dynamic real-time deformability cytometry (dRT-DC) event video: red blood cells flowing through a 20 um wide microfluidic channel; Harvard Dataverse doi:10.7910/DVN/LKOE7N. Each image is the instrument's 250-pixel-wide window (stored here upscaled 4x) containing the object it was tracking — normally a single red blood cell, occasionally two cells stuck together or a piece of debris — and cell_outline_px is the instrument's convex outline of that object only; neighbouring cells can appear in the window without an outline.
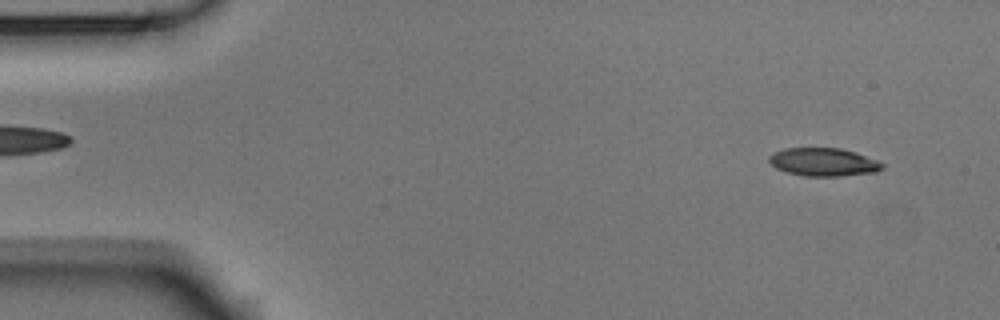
{"species": "Egyptian fruit bat (a non-hibernating species)", "species_latin": "Rousettus aegyptiacus", "temperature_condition": "room temperature", "stored_images_in_passage": 4, "camera_frame_rate_fps": 3000, "um_per_image_px": 0.085, "animal": {"sex": "male"}, "frame": {"image": 1, "passage_image": 1, "time_ms": 0.0, "image_size_px": [1000, 320], "cell_outline_px": [[884, 168], [876, 172], [840, 176], [804, 176], [788, 172], [776, 168], [768, 160], [768, 156], [772, 152], [784, 148], [840, 148], [856, 152], [876, 160], [884, 164]], "centroid_in_image_um": [69.98, 13.77], "position_along_channel_um": 15.0, "area_um2": 18.61}}
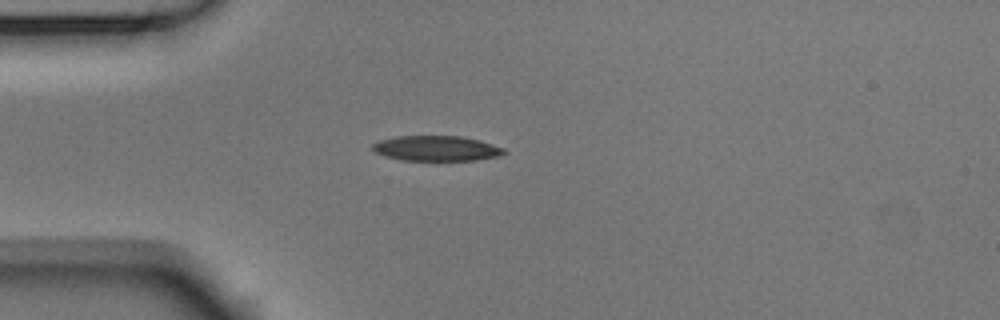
{"frame": {"image": 2, "passage_image": 4, "time_ms": 1.0, "image_size_px": [1000, 320], "cell_outline_px": [[508, 152], [500, 156], [476, 160], [400, 160], [384, 156], [376, 152], [372, 148], [372, 144], [380, 140], [396, 136], [460, 136], [476, 140], [504, 148]], "centroid_in_image_um": [37.08, 12.62], "position_along_channel_um": 47.9, "area_um2": 19.19}}